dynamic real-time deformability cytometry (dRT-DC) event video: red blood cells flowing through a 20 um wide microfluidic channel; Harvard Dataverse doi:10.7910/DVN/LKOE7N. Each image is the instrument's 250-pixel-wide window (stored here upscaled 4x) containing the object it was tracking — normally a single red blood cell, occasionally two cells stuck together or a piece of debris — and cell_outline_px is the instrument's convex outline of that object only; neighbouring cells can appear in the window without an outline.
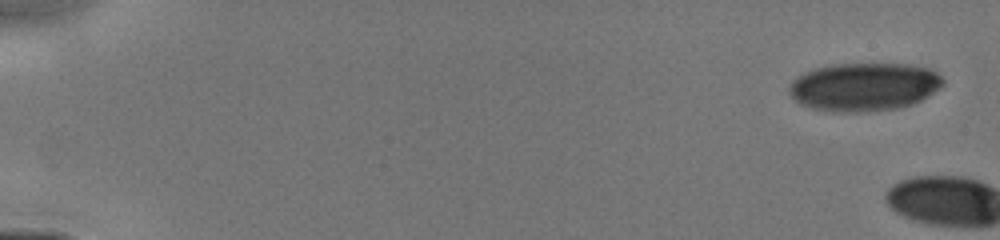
{"species": "human", "species_latin": "Homo sapiens", "temperature_condition": "cold", "stored_images_in_passage": 4, "camera_frame_rate_fps": 3000, "um_per_image_px": 0.085, "donor": {"sex": "male"}, "frame": {"image": 1, "passage_image": 1, "time_ms": 0.0, "image_size_px": [1000, 240], "cell_outline_px": [[944, 84], [928, 96], [912, 104], [896, 108], [860, 112], [836, 112], [812, 108], [800, 104], [788, 92], [788, 88], [792, 80], [796, 76], [804, 72], [816, 68], [832, 64], [908, 64], [928, 68], [936, 72], [944, 80]], "centroid_in_image_um": [73.42, 7.37], "position_along_channel_um": 11.6, "area_um2": 43.23}}